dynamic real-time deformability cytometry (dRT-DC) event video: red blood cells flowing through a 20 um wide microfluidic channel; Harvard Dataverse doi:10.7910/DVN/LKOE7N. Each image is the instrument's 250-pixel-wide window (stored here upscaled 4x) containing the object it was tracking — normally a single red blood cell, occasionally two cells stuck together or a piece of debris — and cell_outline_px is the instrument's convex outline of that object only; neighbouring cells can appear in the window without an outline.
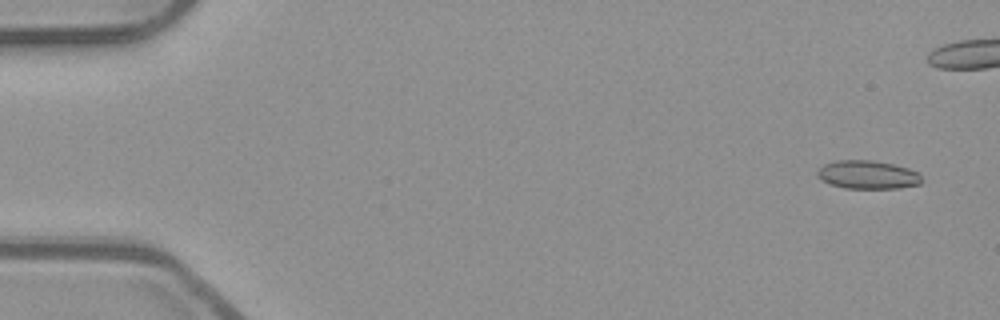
{"species": "common noctule bat (a hibernating species)", "species_latin": "Nyctalus noctula", "temperature_condition": "room temperature", "stored_images_in_passage": 44, "camera_frame_rate_fps": 3000, "um_per_image_px": 0.085, "animal": {"sex": "male", "body_mass_g": 23.1, "forearm_length_mm": 52.7}, "frame": {"image": 1, "passage_image": 3, "time_ms": 0.667, "image_size_px": [1000, 320], "cell_outline_px": [[920, 184], [900, 188], [844, 188], [828, 184], [820, 180], [816, 176], [816, 172], [824, 164], [836, 160], [872, 160], [892, 164], [908, 168], [920, 172]], "centroid_in_image_um": [73.71, 14.85], "position_along_channel_um": 11.3, "area_um2": 17.4}}
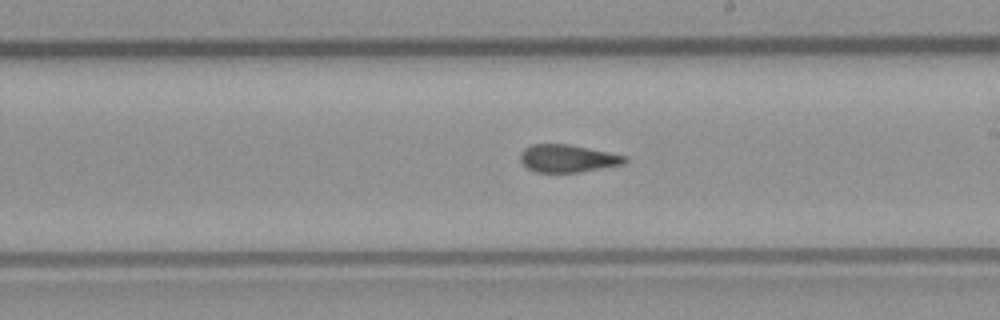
{"frame": {"image": 2, "passage_image": 31, "time_ms": 10.0, "image_size_px": [1000, 320], "cell_outline_px": [[628, 160], [624, 164], [580, 172], [536, 172], [528, 168], [520, 160], [520, 152], [524, 148], [532, 144], [568, 144], [628, 156]], "centroid_in_image_um": [48.26, 13.46], "position_along_channel_um": 240.7, "area_um2": 16.82}}
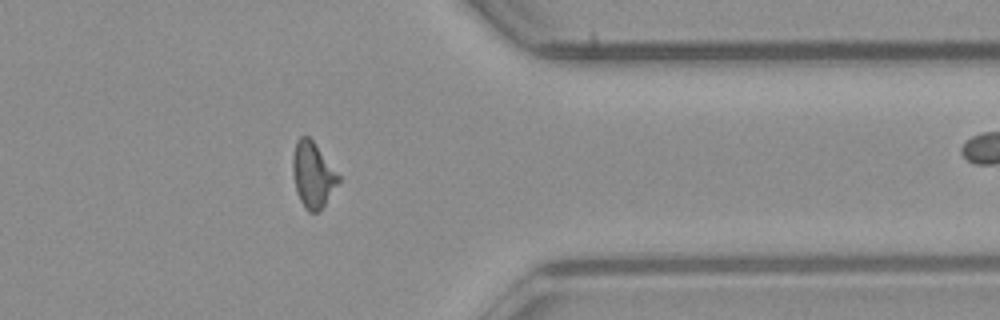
{"frame": {"image": 3, "passage_image": 43, "time_ms": 14.0, "image_size_px": [1000, 320], "cell_outline_px": [[340, 180], [320, 212], [308, 212], [304, 208], [300, 200], [296, 188], [292, 172], [292, 160], [296, 140], [300, 136], [308, 136], [312, 140], [340, 176]], "centroid_in_image_um": [26.58, 14.88], "position_along_channel_um": 384.8, "area_um2": 17.34}}